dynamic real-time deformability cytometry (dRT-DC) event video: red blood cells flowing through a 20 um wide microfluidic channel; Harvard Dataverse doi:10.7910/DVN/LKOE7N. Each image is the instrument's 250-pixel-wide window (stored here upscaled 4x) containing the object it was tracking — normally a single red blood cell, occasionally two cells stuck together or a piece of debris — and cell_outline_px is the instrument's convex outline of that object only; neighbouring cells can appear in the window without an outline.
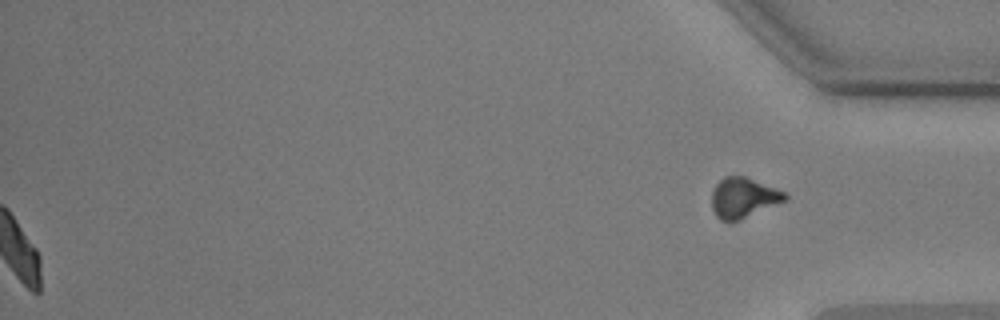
{"species": "common noctule bat (a hibernating species)", "species_latin": "Nyctalus noctula", "temperature_condition": "warm", "stored_images_in_passage": 52, "segment_of_instrument_passage": [2, 2], "camera_frame_rate_fps": 3000, "um_per_image_px": 0.085, "animal": {"sex": "male", "body_mass_g": 17.9, "forearm_length_mm": 54.2}, "frame": {"image": 1, "passage_image": 52, "time_ms": 17.0, "image_size_px": [1000, 320], "cell_outline_px": [[788, 200], [740, 220], [728, 224], [720, 220], [716, 216], [712, 208], [712, 192], [716, 184], [724, 176], [744, 176], [788, 192]], "centroid_in_image_um": [63.21, 16.83], "position_along_channel_um": 372.0, "area_um2": 17.57}}